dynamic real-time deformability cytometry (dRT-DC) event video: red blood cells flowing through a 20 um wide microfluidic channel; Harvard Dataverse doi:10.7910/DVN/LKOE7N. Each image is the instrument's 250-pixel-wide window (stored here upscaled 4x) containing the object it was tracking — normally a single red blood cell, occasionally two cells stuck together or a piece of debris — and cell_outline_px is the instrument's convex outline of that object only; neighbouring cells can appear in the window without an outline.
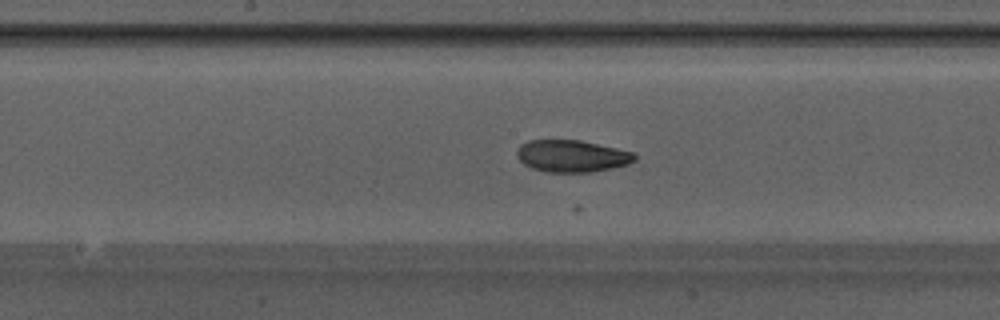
{"species": "Egyptian fruit bat (a non-hibernating species)", "species_latin": "Rousettus aegyptiacus", "temperature_condition": "warm", "stored_images_in_passage": 35, "camera_frame_rate_fps": 3000, "um_per_image_px": 0.085, "animal": {"sex": "male"}, "frame": {"image": 1, "passage_image": 26, "time_ms": 8.333, "image_size_px": [1000, 320], "cell_outline_px": [[636, 160], [628, 164], [612, 168], [592, 172], [544, 172], [532, 168], [524, 164], [516, 156], [516, 152], [520, 144], [528, 140], [580, 140], [616, 148], [632, 152], [636, 156]], "centroid_in_image_um": [48.58, 13.26], "position_along_channel_um": 199.6, "area_um2": 22.02}}